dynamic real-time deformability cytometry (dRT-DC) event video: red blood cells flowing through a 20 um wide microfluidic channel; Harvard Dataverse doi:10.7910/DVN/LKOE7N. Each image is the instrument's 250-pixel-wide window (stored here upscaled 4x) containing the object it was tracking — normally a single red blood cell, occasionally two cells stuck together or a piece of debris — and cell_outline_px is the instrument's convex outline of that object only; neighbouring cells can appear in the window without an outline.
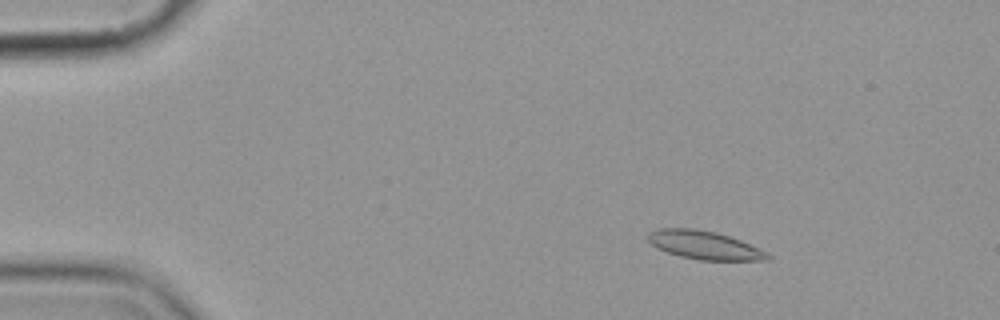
{"species": "common noctule bat (a hibernating species)", "species_latin": "Nyctalus noctula", "temperature_condition": "cold", "stored_images_in_passage": 9, "camera_frame_rate_fps": 3000, "um_per_image_px": 0.085, "animal": {"sex": "female", "body_mass_g": 19.9}, "frame": {"image": 1, "passage_image": 2, "time_ms": 1.333, "image_size_px": [1000, 320], "cell_outline_px": [[772, 260], [700, 260], [680, 256], [656, 248], [648, 240], [648, 232], [656, 228], [692, 228], [716, 232], [740, 240], [768, 252], [772, 256]], "centroid_in_image_um": [59.88, 20.83], "position_along_channel_um": 25.1, "area_um2": 19.83}}
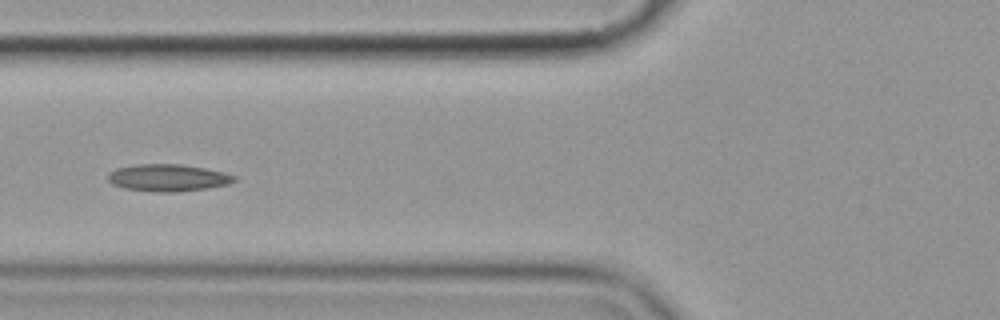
{"frame": {"image": 2, "passage_image": 6, "time_ms": 6.0, "image_size_px": [1000, 320], "cell_outline_px": [[236, 180], [228, 184], [208, 188], [176, 192], [156, 192], [124, 188], [112, 184], [108, 180], [108, 172], [116, 168], [136, 164], [180, 164], [204, 168], [224, 172], [236, 176]], "centroid_in_image_um": [14.26, 15.11], "position_along_channel_um": 111.5, "area_um2": 20.0}}
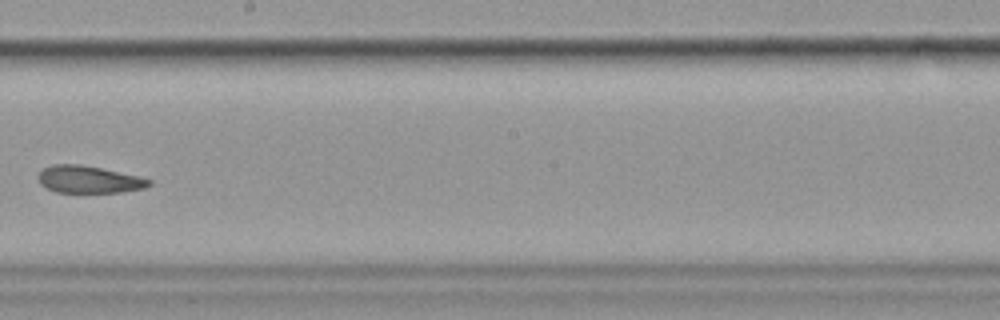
{"frame": {"image": 3, "passage_image": 9, "time_ms": 9.667, "image_size_px": [1000, 320], "cell_outline_px": [[152, 184], [144, 188], [120, 192], [56, 192], [40, 184], [36, 176], [44, 168], [52, 164], [80, 164], [140, 176], [152, 180]], "centroid_in_image_um": [7.55, 15.25], "position_along_channel_um": 240.7, "area_um2": 17.57}}